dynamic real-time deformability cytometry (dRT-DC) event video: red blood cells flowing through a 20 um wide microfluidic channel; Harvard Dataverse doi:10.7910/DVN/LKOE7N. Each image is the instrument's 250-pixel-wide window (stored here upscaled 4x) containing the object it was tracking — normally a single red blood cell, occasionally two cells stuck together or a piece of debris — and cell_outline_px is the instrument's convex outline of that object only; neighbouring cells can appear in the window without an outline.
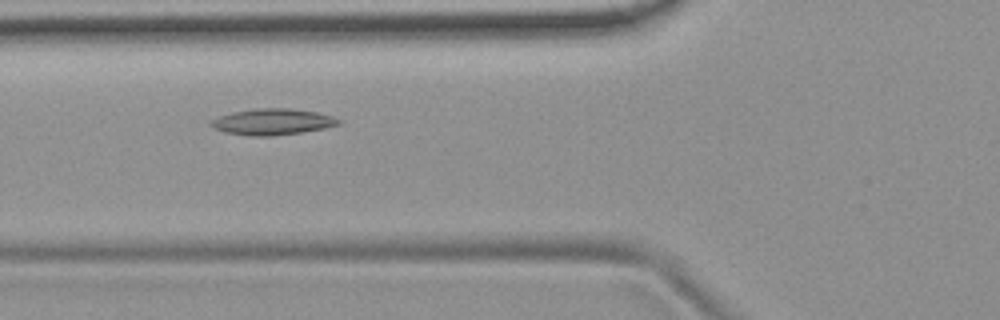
{"species": "common noctule bat (a hibernating species)", "species_latin": "Nyctalus noctula", "temperature_condition": "room temperature", "stored_images_in_passage": 40, "camera_frame_rate_fps": 3000, "um_per_image_px": 0.085, "animal": {"sex": "female", "body_mass_g": 19.9}, "frame": {"image": 1, "passage_image": 6, "time_ms": 1.667, "image_size_px": [1000, 320], "cell_outline_px": [[344, 120], [340, 124], [324, 128], [304, 132], [272, 136], [248, 136], [224, 132], [208, 124], [208, 120], [232, 112], [256, 108], [292, 108], [316, 112], [332, 116]], "centroid_in_image_um": [23.17, 10.35], "position_along_channel_um": 102.6, "area_um2": 19.71}}
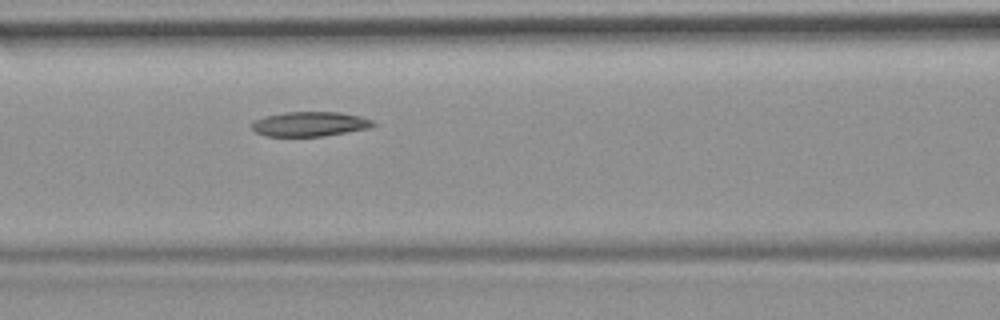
{"frame": {"image": 2, "passage_image": 9, "time_ms": 2.667, "image_size_px": [1000, 320], "cell_outline_px": [[376, 124], [368, 128], [324, 136], [264, 136], [256, 132], [252, 128], [252, 120], [264, 116], [284, 112], [340, 112], [360, 116], [372, 120]], "centroid_in_image_um": [26.3, 10.53], "position_along_channel_um": 140.3, "area_um2": 17.46}}
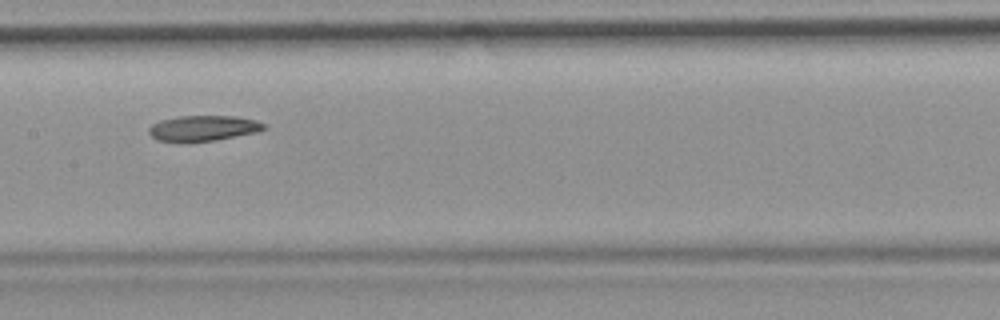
{"frame": {"image": 3, "passage_image": 13, "time_ms": 4.0, "image_size_px": [1000, 320], "cell_outline_px": [[268, 128], [260, 132], [216, 140], [188, 144], [156, 140], [148, 132], [148, 128], [152, 124], [160, 120], [176, 116], [236, 116], [256, 120], [268, 124]], "centroid_in_image_um": [17.3, 10.92], "position_along_channel_um": 190.1, "area_um2": 17.92}, "authors_computed_cell_mechanics": {"area_um2": 18.1203, "velocity_mm_per_s": 3.7547, "shape_relaxation_time_tau1_ms": null, "shape_relaxation_time_tau2_ms": 5.8653, "deformation_change_tau1": null, "deformation_change_tau2": 0.1362}}